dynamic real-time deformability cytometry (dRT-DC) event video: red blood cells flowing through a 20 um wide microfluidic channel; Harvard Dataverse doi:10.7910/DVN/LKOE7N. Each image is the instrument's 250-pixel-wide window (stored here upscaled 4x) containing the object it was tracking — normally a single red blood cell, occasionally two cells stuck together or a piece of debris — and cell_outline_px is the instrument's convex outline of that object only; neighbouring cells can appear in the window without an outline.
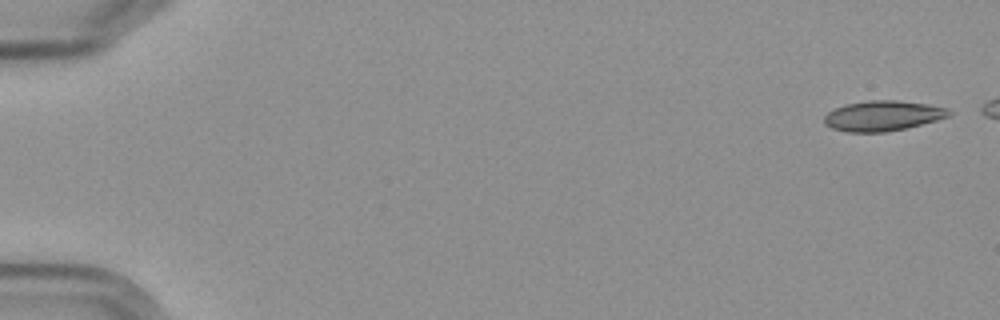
{"species": "Egyptian fruit bat (a non-hibernating species)", "species_latin": "Rousettus aegyptiacus", "temperature_condition": "cold", "stored_images_in_passage": 6, "camera_frame_rate_fps": 3000, "um_per_image_px": 0.085, "frame": {"image": 1, "passage_image": 1, "time_ms": 0.0, "image_size_px": [1000, 320], "cell_outline_px": [[952, 112], [948, 116], [936, 120], [904, 128], [884, 132], [848, 132], [832, 128], [824, 124], [824, 116], [828, 112], [844, 104], [868, 100], [896, 100], [928, 104], [948, 108]], "centroid_in_image_um": [75.01, 9.83], "position_along_channel_um": 10.0, "area_um2": 21.85}}
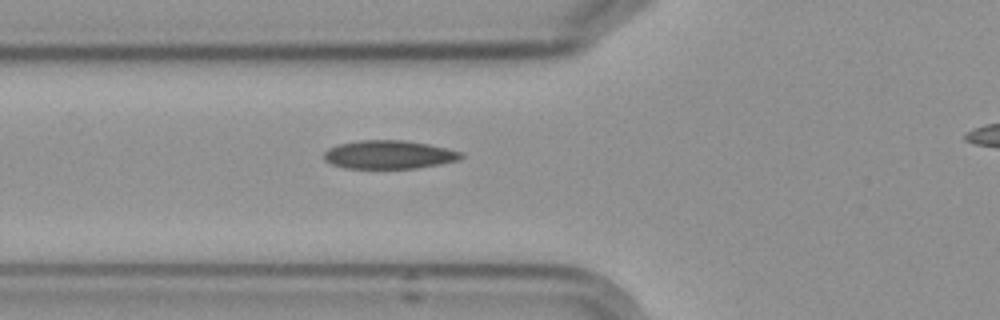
{"frame": {"image": 2, "passage_image": 6, "time_ms": 6.667, "image_size_px": [1000, 320], "cell_outline_px": [[464, 156], [460, 160], [440, 164], [416, 168], [348, 168], [332, 164], [324, 160], [324, 152], [328, 148], [340, 144], [360, 140], [404, 140], [428, 144], [460, 152]], "centroid_in_image_um": [33.06, 13.14], "position_along_channel_um": 92.7, "area_um2": 22.54}}